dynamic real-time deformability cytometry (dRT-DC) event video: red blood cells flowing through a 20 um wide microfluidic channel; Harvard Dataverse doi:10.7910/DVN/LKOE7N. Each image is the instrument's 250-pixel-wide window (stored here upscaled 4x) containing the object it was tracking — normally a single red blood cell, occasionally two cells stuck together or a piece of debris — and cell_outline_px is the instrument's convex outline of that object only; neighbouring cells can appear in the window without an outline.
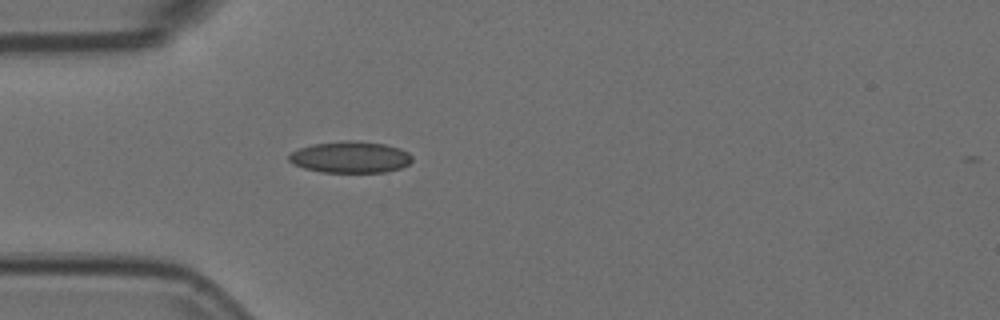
{"species": "Egyptian fruit bat (a non-hibernating species)", "species_latin": "Rousettus aegyptiacus", "temperature_condition": "room temperature", "stored_images_in_passage": 4, "camera_frame_rate_fps": 3000, "um_per_image_px": 0.085, "animal": {"sex": "female"}, "frame": {"image": 1, "passage_image": 4, "time_ms": 1.0, "image_size_px": [1000, 320], "cell_outline_px": [[412, 160], [408, 164], [400, 168], [384, 172], [320, 172], [304, 168], [292, 164], [288, 160], [288, 156], [292, 152], [300, 148], [312, 144], [344, 140], [352, 140], [384, 144], [400, 148], [408, 152], [412, 156]], "centroid_in_image_um": [29.76, 13.35], "position_along_channel_um": 55.2, "area_um2": 22.66}}